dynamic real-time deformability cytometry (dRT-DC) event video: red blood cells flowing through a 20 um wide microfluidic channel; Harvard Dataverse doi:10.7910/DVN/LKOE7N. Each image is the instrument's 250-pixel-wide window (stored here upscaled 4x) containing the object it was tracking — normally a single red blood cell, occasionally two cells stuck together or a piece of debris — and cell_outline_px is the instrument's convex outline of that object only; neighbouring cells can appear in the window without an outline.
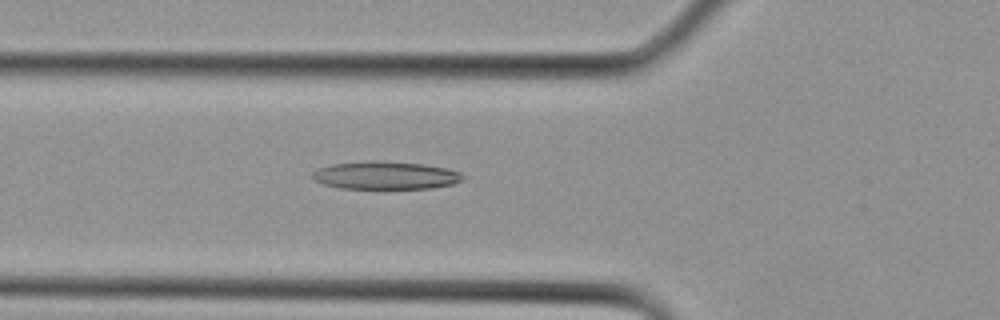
{"species": "Egyptian fruit bat (a non-hibernating species)", "species_latin": "Rousettus aegyptiacus", "temperature_condition": "cold", "stored_images_in_passage": 7, "camera_frame_rate_fps": 3000, "um_per_image_px": 0.085, "animal": {"sex": "female"}, "frame": {"image": 1, "passage_image": 5, "time_ms": 1.333, "image_size_px": [1000, 320], "cell_outline_px": [[464, 180], [452, 184], [432, 188], [340, 188], [324, 184], [312, 180], [312, 172], [320, 168], [332, 164], [368, 160], [384, 160], [424, 164], [448, 168], [460, 172], [464, 176]], "centroid_in_image_um": [32.78, 14.89], "position_along_channel_um": 93.0, "area_um2": 24.68}}
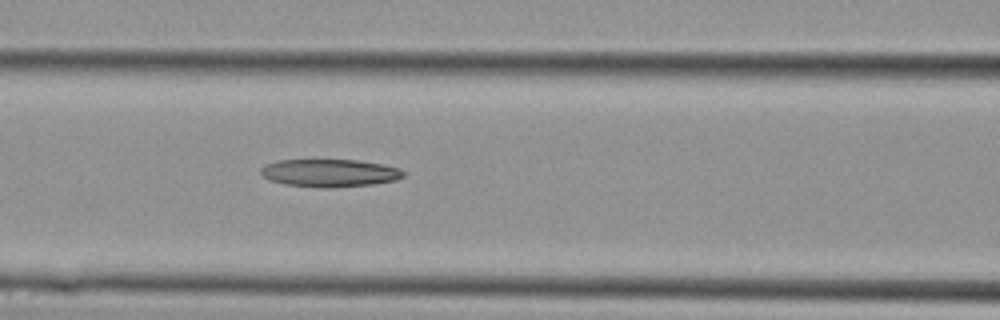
{"frame": {"image": 2, "passage_image": 7, "time_ms": 2.0, "image_size_px": [1000, 320], "cell_outline_px": [[404, 176], [396, 180], [372, 184], [332, 188], [324, 188], [284, 184], [272, 180], [264, 176], [260, 172], [260, 168], [264, 164], [276, 160], [360, 160], [384, 164], [400, 168], [404, 172]], "centroid_in_image_um": [28.03, 14.69], "position_along_channel_um": 138.6, "area_um2": 23.18}}